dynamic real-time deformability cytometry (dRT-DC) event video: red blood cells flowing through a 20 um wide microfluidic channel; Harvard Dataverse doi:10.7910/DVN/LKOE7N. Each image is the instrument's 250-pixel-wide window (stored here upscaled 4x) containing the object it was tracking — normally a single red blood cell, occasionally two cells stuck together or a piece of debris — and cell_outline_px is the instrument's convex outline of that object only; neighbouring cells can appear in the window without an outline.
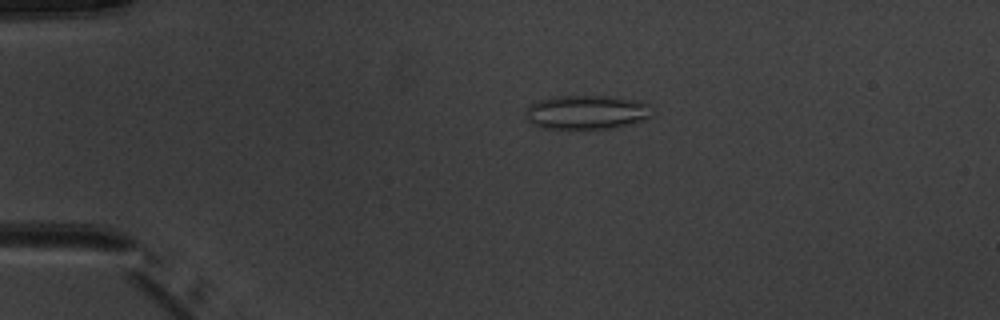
{"species": "common noctule bat (a hibernating species)", "species_latin": "Nyctalus noctula", "temperature_condition": "warm", "stored_images_in_passage": 4, "camera_frame_rate_fps": 3000, "um_per_image_px": 0.085, "animal": {"sex": "male", "body_mass_g": 20.1, "forearm_length_mm": 53.5}, "frame": {"image": 1, "passage_image": 4, "time_ms": 3.333, "image_size_px": [1000, 320], "cell_outline_px": [[652, 116], [644, 120], [632, 124], [616, 128], [584, 132], [544, 128], [532, 124], [524, 116], [524, 108], [528, 104], [540, 100], [556, 96], [608, 96], [636, 100], [652, 104]], "centroid_in_image_um": [49.86, 9.59], "position_along_channel_um": 35.1, "area_um2": 26.53}}